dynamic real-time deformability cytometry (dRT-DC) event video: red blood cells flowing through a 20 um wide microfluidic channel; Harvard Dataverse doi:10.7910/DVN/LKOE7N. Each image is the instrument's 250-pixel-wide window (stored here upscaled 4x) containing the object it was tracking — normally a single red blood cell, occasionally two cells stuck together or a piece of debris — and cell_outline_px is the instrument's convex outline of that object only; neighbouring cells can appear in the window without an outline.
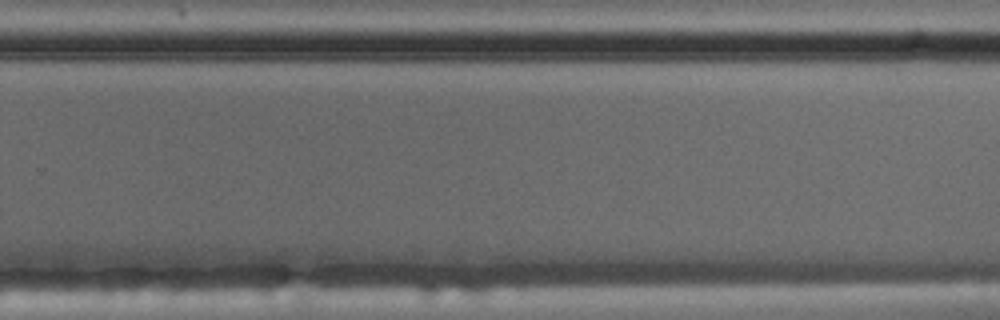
{"species": "common noctule bat (a hibernating species)", "species_latin": "Nyctalus noctula", "temperature_condition": "cold", "stored_images_in_passage": 8, "camera_frame_rate_fps": 3000, "um_per_image_px": 0.085, "animal": {"sex": "male", "body_mass_g": 17.5, "forearm_length_mm": 52.3}, "frame": {"image": 1, "passage_image": 7, "time_ms": 8.0, "image_size_px": [1000, 320], "cell_outline_px": [[224, 288], [136, 288], [132, 284], [152, 256], [156, 256], [216, 276], [224, 284]], "centroid_in_image_um": [14.79, 23.49], "position_along_channel_um": 315.0, "area_um2": 13.47}}